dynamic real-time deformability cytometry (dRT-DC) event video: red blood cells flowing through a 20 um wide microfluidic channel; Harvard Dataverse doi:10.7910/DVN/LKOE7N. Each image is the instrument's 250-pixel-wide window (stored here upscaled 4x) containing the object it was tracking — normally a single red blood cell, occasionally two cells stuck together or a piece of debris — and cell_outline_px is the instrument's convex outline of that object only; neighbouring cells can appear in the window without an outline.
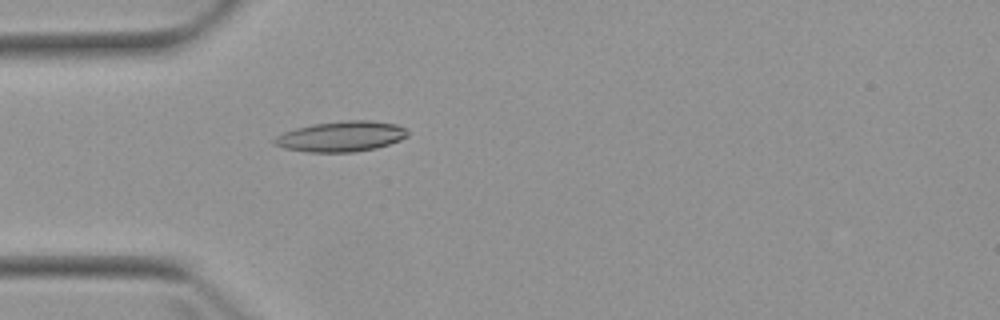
{"species": "Egyptian fruit bat (a non-hibernating species)", "species_latin": "Rousettus aegyptiacus", "temperature_condition": "warm", "stored_images_in_passage": 5, "camera_frame_rate_fps": 3000, "um_per_image_px": 0.085, "animal": {"sex": "female"}, "frame": {"image": 1, "passage_image": 5, "time_ms": 4.667, "image_size_px": [1000, 320], "cell_outline_px": [[408, 136], [400, 140], [376, 148], [352, 152], [308, 152], [284, 148], [272, 144], [272, 140], [276, 136], [284, 132], [296, 128], [312, 124], [348, 120], [372, 120], [396, 124], [404, 128], [408, 132]], "centroid_in_image_um": [28.98, 11.59], "position_along_channel_um": 56.0, "area_um2": 23.64}}